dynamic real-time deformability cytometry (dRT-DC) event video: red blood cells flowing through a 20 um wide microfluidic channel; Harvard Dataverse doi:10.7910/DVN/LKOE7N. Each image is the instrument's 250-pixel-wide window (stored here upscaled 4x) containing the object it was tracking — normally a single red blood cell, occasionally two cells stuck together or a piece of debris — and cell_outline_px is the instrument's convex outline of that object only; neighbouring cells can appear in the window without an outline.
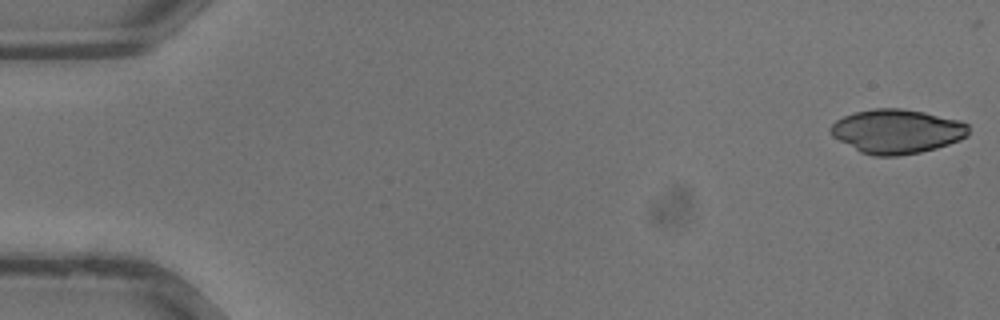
{"species": "common noctule bat (a hibernating species)", "species_latin": "Nyctalus noctula", "temperature_condition": "warm", "stored_images_in_passage": 7, "camera_frame_rate_fps": 3000, "um_per_image_px": 0.085, "animal": {"sex": "male", "body_mass_g": 13.3}, "frame": {"image": 1, "passage_image": 1, "time_ms": 0.0, "image_size_px": [1000, 320], "cell_outline_px": [[968, 136], [960, 140], [936, 148], [920, 152], [896, 156], [872, 156], [860, 152], [832, 136], [828, 128], [836, 120], [844, 116], [856, 112], [872, 108], [900, 108], [924, 112], [960, 120], [968, 124]], "centroid_in_image_um": [76.23, 11.16], "position_along_channel_um": 8.8, "area_um2": 35.6}}